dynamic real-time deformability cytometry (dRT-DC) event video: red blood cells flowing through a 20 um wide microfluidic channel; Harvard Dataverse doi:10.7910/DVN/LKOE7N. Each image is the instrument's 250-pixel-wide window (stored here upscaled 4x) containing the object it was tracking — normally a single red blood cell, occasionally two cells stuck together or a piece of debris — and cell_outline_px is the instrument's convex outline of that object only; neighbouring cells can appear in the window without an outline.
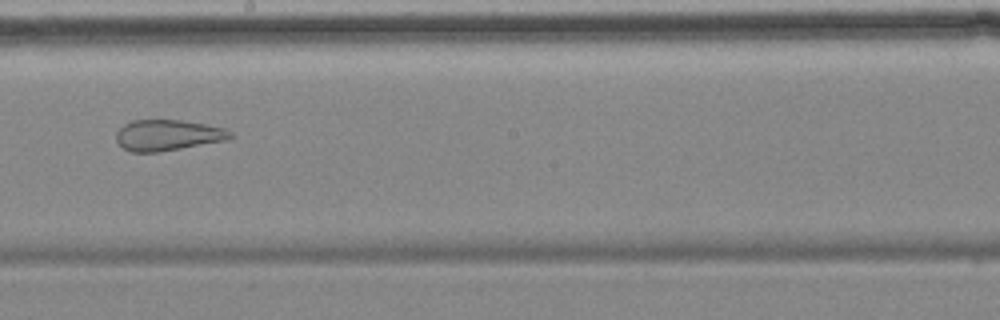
{"species": "common noctule bat (a hibernating species)", "species_latin": "Nyctalus noctula", "temperature_condition": "cold", "stored_images_in_passage": 10, "camera_frame_rate_fps": 3000, "um_per_image_px": 0.085, "animal": {"sex": "female", "body_mass_g": 18.4}, "frame": {"image": 1, "passage_image": 9, "time_ms": 9.333, "image_size_px": [1000, 320], "cell_outline_px": [[236, 136], [224, 140], [160, 152], [132, 152], [124, 148], [116, 140], [116, 132], [124, 124], [132, 120], [180, 120], [204, 124], [224, 128], [232, 132]], "centroid_in_image_um": [14.25, 11.49], "position_along_channel_um": 234.0, "area_um2": 20.4}}